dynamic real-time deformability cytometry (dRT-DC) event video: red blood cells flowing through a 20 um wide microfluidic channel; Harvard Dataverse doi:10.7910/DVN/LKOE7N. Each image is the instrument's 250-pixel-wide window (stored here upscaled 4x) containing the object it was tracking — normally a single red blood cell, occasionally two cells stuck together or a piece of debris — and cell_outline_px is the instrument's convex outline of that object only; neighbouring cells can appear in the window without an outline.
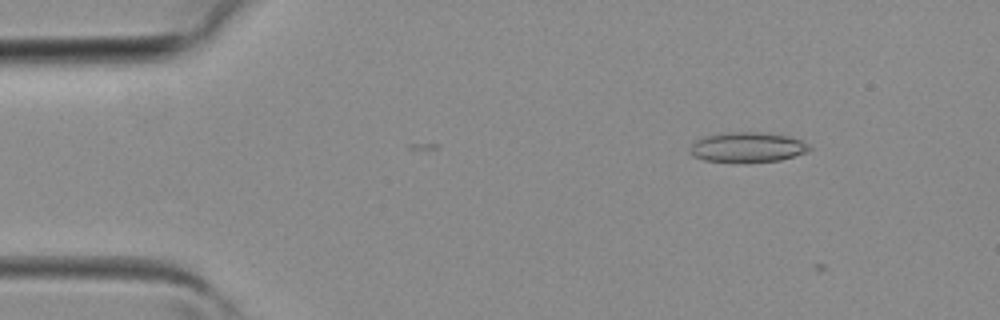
{"species": "common noctule bat (a hibernating species)", "species_latin": "Nyctalus noctula", "temperature_condition": "room temperature", "stored_images_in_passage": 3, "camera_frame_rate_fps": 3000, "um_per_image_px": 0.085, "animal": {"sex": "female", "body_mass_g": 19.3, "forearm_length_mm": 54.1}, "frame": {"image": 1, "passage_image": 2, "time_ms": 0.333, "image_size_px": [1000, 320], "cell_outline_px": [[812, 148], [808, 152], [780, 160], [744, 164], [732, 164], [704, 160], [692, 156], [688, 152], [688, 148], [696, 140], [704, 136], [720, 132], [760, 132], [788, 136], [800, 140], [808, 144]], "centroid_in_image_um": [63.47, 12.55], "position_along_channel_um": 21.5, "area_um2": 21.73}}